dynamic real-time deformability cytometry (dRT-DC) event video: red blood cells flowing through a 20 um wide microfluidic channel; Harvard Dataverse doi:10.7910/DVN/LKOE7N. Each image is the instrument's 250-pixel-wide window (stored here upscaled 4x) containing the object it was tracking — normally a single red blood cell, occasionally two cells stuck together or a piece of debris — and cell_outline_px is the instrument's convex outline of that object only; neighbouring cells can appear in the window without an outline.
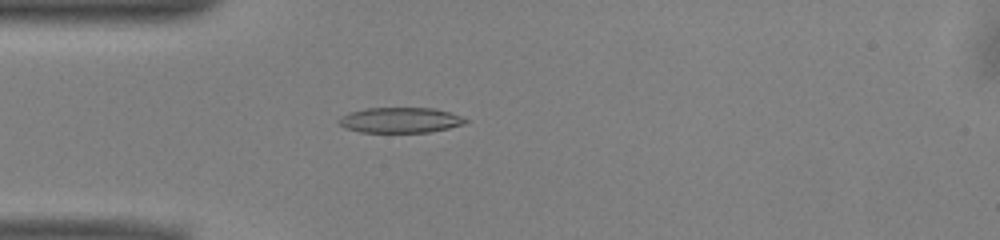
{"species": "common noctule bat (a hibernating species)", "species_latin": "Nyctalus noctula", "temperature_condition": "warm", "stored_images_in_passage": 51, "camera_frame_rate_fps": 3000, "um_per_image_px": 0.085, "animal": {"sex": "male", "body_mass_g": 13.0, "forearm_length_mm": 53.1}, "frame": {"image": 1, "passage_image": 14, "time_ms": 4.333, "image_size_px": [1000, 240], "cell_outline_px": [[468, 120], [464, 124], [432, 132], [360, 132], [344, 128], [336, 120], [340, 116], [348, 112], [368, 108], [432, 108], [448, 112], [460, 116]], "centroid_in_image_um": [33.97, 10.21], "position_along_channel_um": 51.0, "area_um2": 18.73}}
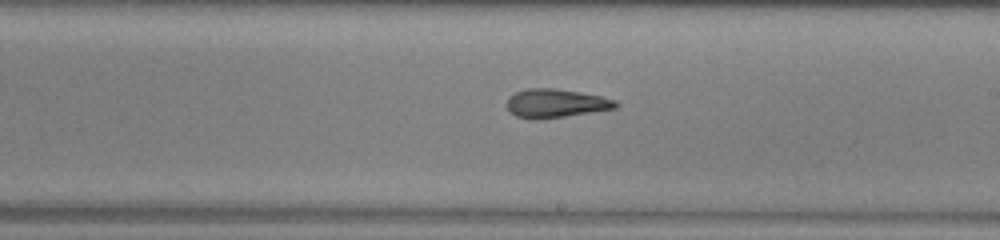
{"frame": {"image": 2, "passage_image": 29, "time_ms": 9.333, "image_size_px": [1000, 240], "cell_outline_px": [[620, 104], [616, 108], [540, 120], [532, 120], [516, 116], [508, 108], [508, 96], [516, 92], [528, 88], [552, 88], [600, 96], [616, 100]], "centroid_in_image_um": [47.23, 8.79], "position_along_channel_um": 241.8, "area_um2": 18.03}}
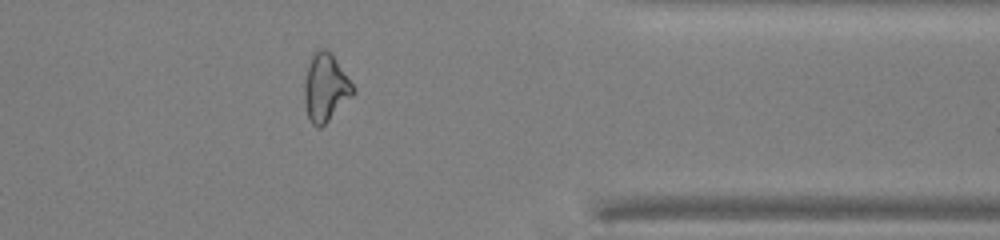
{"frame": {"image": 3, "passage_image": 41, "time_ms": 13.333, "image_size_px": [1000, 240], "cell_outline_px": [[356, 92], [320, 128], [316, 128], [312, 124], [308, 116], [304, 104], [304, 84], [308, 64], [312, 52], [316, 48], [324, 48], [336, 60], [356, 88]], "centroid_in_image_um": [27.65, 7.44], "position_along_channel_um": 383.7, "area_um2": 19.19}, "authors_computed_cell_mechanics": {"area_um2": 19.1318, "velocity_mm_per_s": 3.9705, "shape_relaxation_time_tau1_ms": 11.2866, "shape_relaxation_time_tau2_ms": 3.6999, "deformation_change_tau1": 0.2617, "deformation_change_tau2": 0.1264}}